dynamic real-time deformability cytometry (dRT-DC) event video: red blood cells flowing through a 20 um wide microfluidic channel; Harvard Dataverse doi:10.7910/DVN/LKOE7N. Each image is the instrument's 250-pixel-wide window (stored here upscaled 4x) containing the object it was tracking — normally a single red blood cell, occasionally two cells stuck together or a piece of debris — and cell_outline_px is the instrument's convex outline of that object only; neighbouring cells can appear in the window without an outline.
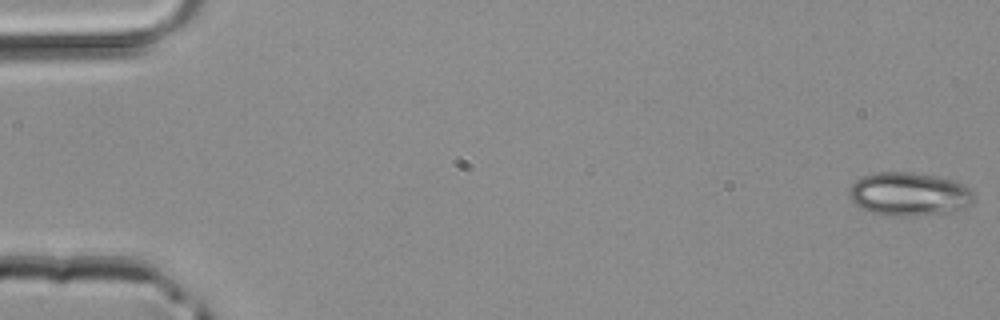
{"species": "common noctule bat (a hibernating species)", "species_latin": "Nyctalus noctula", "temperature_condition": "room temperature", "stored_images_in_passage": 45, "camera_frame_rate_fps": 3000, "um_per_image_px": 0.085, "animal": {"sex": "male", "body_mass_g": 20.4}, "frame": {"image": 1, "passage_image": 1, "time_ms": 0.0, "image_size_px": [1000, 320], "cell_outline_px": [[976, 196], [972, 204], [964, 208], [944, 212], [904, 216], [884, 216], [872, 212], [856, 204], [852, 200], [848, 192], [852, 184], [856, 180], [864, 176], [880, 172], [912, 172], [952, 180], [964, 184]], "centroid_in_image_um": [77.28, 16.5], "position_along_channel_um": 7.7, "area_um2": 31.21}}
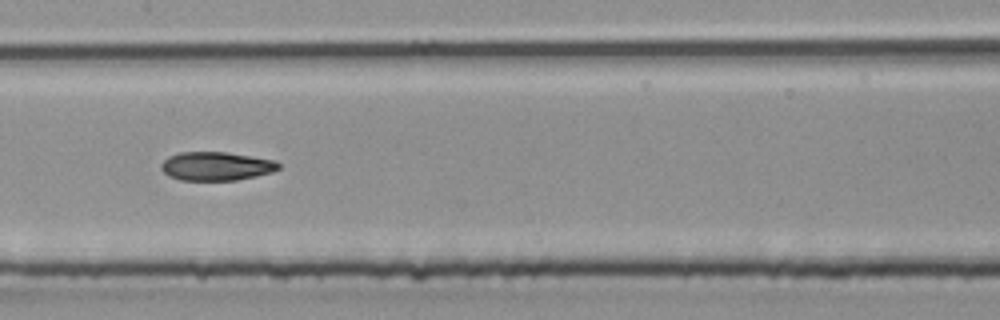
{"frame": {"image": 2, "passage_image": 23, "time_ms": 7.333, "image_size_px": [1000, 320], "cell_outline_px": [[280, 168], [272, 172], [256, 176], [236, 180], [180, 180], [168, 176], [160, 168], [160, 164], [168, 156], [180, 152], [224, 152], [252, 156], [276, 160], [280, 164]], "centroid_in_image_um": [18.37, 14.12], "position_along_channel_um": 189.0, "area_um2": 19.71}}
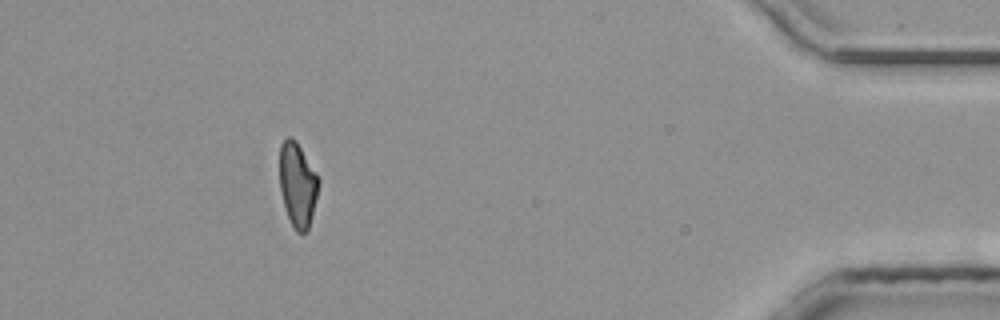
{"frame": {"image": 3, "passage_image": 41, "time_ms": 13.333, "image_size_px": [1000, 320], "cell_outline_px": [[320, 180], [312, 216], [308, 232], [296, 232], [292, 228], [280, 192], [280, 144], [288, 136], [292, 136], [296, 140]], "centroid_in_image_um": [25.29, 15.71], "position_along_channel_um": 409.9, "area_um2": 19.13}}